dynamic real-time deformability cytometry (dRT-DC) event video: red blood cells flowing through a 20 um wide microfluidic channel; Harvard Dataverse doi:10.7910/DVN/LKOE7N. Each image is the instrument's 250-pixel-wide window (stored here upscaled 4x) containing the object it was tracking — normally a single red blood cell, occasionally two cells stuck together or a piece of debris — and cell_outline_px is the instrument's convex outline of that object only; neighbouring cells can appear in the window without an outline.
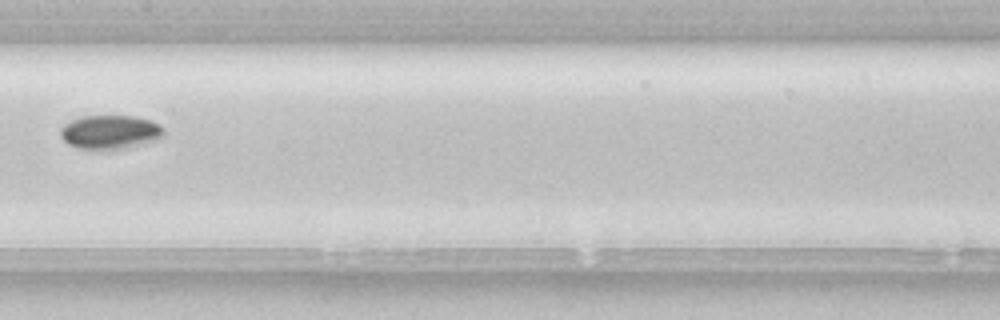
{"species": "common noctule bat (a hibernating species)", "species_latin": "Nyctalus noctula", "temperature_condition": "room temperature", "stored_images_in_passage": 6, "camera_frame_rate_fps": 3000, "um_per_image_px": 0.085, "animal": {"sex": "female", "body_mass_g": 22.7, "forearm_length_mm": 54.2}, "frame": {"image": 1, "passage_image": 6, "time_ms": 1.667, "image_size_px": [1000, 320], "cell_outline_px": [[164, 136], [160, 140], [128, 148], [76, 148], [68, 144], [60, 136], [60, 128], [64, 124], [80, 116], [132, 116], [148, 120], [160, 124], [164, 128]], "centroid_in_image_um": [9.39, 11.22], "position_along_channel_um": 198.0, "area_um2": 20.46}}